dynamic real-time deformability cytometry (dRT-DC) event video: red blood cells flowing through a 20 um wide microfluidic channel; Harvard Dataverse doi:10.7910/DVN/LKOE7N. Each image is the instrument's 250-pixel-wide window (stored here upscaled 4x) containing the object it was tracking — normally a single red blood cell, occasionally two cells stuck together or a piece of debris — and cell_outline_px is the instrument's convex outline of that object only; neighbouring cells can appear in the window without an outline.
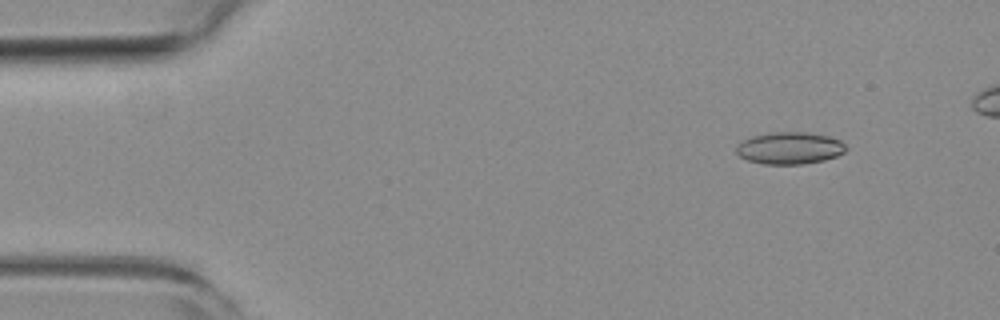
{"species": "common noctule bat (a hibernating species)", "species_latin": "Nyctalus noctula", "temperature_condition": "room temperature", "stored_images_in_passage": 50, "camera_frame_rate_fps": 3000, "um_per_image_px": 0.085, "animal": {"sex": "female", "body_mass_g": 19.3, "forearm_length_mm": 54.1}, "frame": {"image": 1, "passage_image": 6, "time_ms": 1.667, "image_size_px": [1000, 320], "cell_outline_px": [[848, 148], [844, 152], [836, 156], [824, 160], [804, 164], [764, 164], [748, 160], [740, 156], [736, 152], [736, 144], [740, 140], [752, 136], [772, 132], [808, 132], [828, 136], [840, 140]], "centroid_in_image_um": [67.1, 12.58], "position_along_channel_um": 17.9, "area_um2": 20.63}}
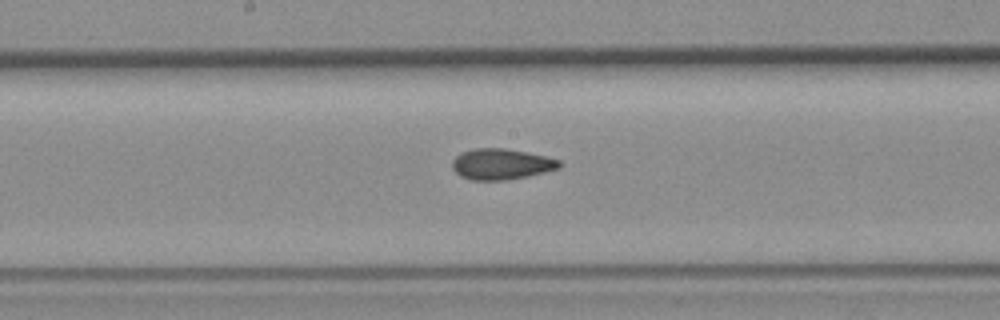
{"frame": {"image": 2, "passage_image": 28, "time_ms": 9.0, "image_size_px": [1000, 320], "cell_outline_px": [[560, 168], [528, 176], [508, 180], [472, 180], [460, 176], [452, 168], [452, 160], [460, 152], [472, 148], [504, 148], [544, 156], [560, 160]], "centroid_in_image_um": [42.57, 13.95], "position_along_channel_um": 205.6, "area_um2": 19.25}}
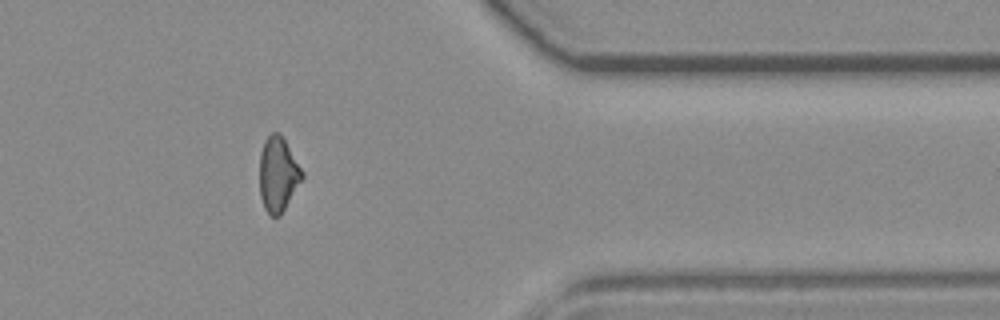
{"frame": {"image": 3, "passage_image": 44, "time_ms": 14.333, "image_size_px": [1000, 320], "cell_outline_px": [[304, 176], [280, 216], [272, 216], [264, 208], [260, 196], [260, 152], [264, 140], [272, 132], [280, 132], [304, 172]], "centroid_in_image_um": [23.63, 14.79], "position_along_channel_um": 387.8, "area_um2": 18.5}}